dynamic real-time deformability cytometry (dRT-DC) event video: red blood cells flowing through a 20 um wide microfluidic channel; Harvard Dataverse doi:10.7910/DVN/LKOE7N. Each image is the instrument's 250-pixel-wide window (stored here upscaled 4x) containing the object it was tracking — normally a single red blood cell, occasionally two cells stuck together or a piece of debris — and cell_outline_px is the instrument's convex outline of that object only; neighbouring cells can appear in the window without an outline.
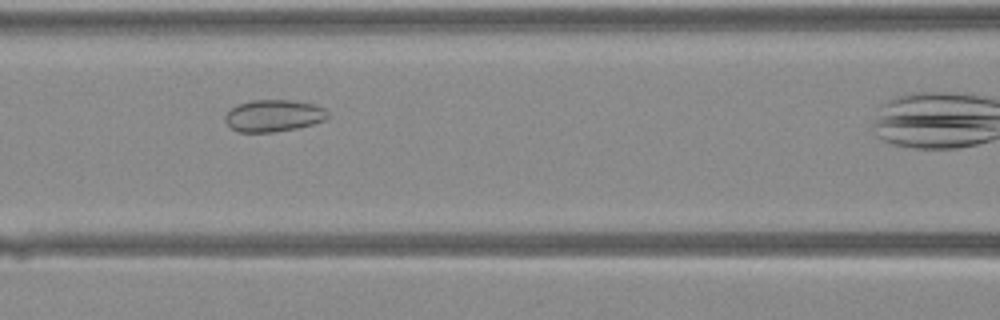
{"species": "Egyptian fruit bat (a non-hibernating species)", "species_latin": "Rousettus aegyptiacus", "temperature_condition": "warm", "stored_images_in_passage": 28, "camera_frame_rate_fps": 3000, "um_per_image_px": 0.085, "animal": {"sex": "female"}, "frame": {"image": 1, "passage_image": 12, "time_ms": 3.667, "image_size_px": [1000, 320], "cell_outline_px": [[328, 116], [324, 120], [312, 124], [296, 128], [272, 132], [240, 132], [232, 128], [224, 120], [224, 116], [232, 108], [240, 104], [252, 100], [288, 100], [312, 104], [324, 108], [328, 112]], "centroid_in_image_um": [23.25, 9.84], "position_along_channel_um": 143.4, "area_um2": 18.79}}
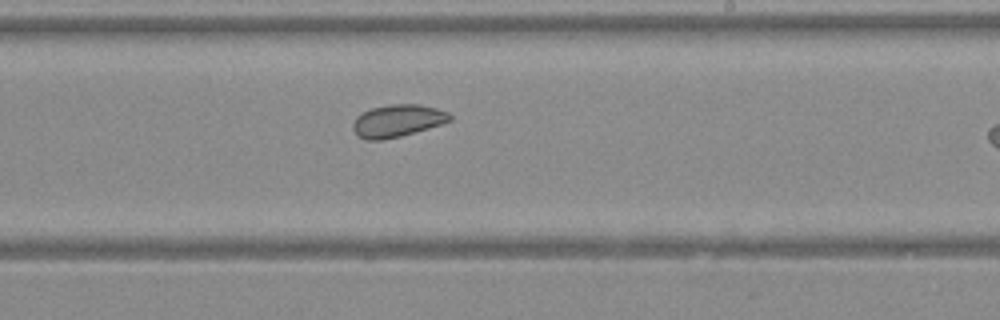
{"frame": {"image": 2, "passage_image": 19, "time_ms": 6.0, "image_size_px": [1000, 320], "cell_outline_px": [[452, 120], [428, 128], [400, 136], [380, 140], [368, 140], [360, 136], [352, 128], [352, 124], [356, 116], [372, 108], [388, 104], [416, 104], [436, 108], [448, 112], [452, 116]], "centroid_in_image_um": [33.79, 10.25], "position_along_channel_um": 255.2, "area_um2": 18.03}}
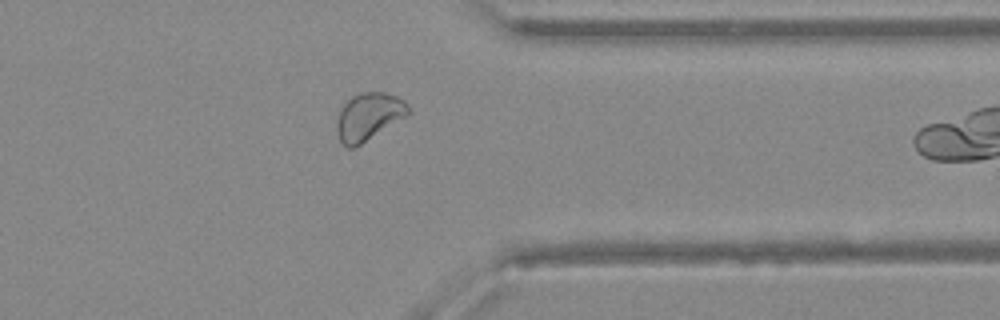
{"frame": {"image": 3, "passage_image": 27, "time_ms": 8.667, "image_size_px": [1000, 320], "cell_outline_px": [[412, 112], [408, 116], [360, 144], [352, 148], [348, 148], [340, 140], [336, 128], [336, 124], [340, 108], [352, 96], [360, 92], [384, 92], [396, 96], [404, 100], [408, 104]], "centroid_in_image_um": [31.37, 9.89], "position_along_channel_um": 380.0, "area_um2": 19.83}}